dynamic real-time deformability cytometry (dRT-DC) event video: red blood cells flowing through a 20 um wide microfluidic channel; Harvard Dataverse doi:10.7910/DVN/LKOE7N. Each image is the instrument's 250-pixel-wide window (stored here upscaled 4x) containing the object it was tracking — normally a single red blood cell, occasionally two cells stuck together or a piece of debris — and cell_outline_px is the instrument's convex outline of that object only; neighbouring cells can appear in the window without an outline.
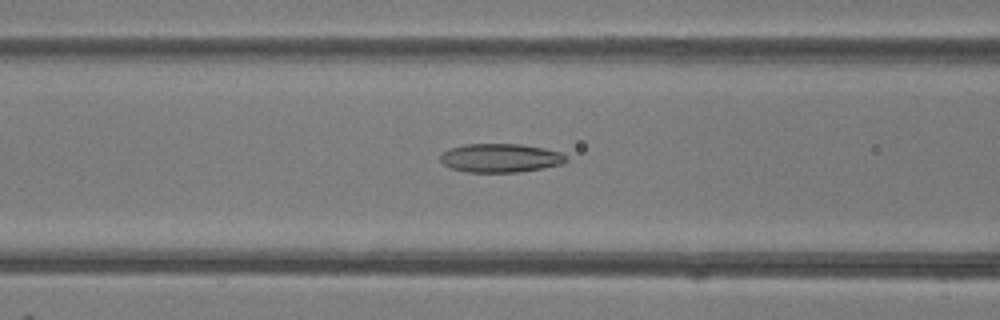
{"species": "common noctule bat (a hibernating species)", "species_latin": "Nyctalus noctula", "temperature_condition": "room temperature", "stored_images_in_passage": 48, "camera_frame_rate_fps": 3000, "um_per_image_px": 0.085, "animal": {"sex": "female"}, "frame": {"image": 1, "passage_image": 19, "time_ms": 6.0, "image_size_px": [1000, 320], "cell_outline_px": [[568, 160], [560, 164], [544, 168], [520, 172], [468, 172], [448, 168], [440, 160], [440, 156], [448, 148], [464, 144], [520, 144], [544, 148], [560, 152], [568, 156]], "centroid_in_image_um": [42.53, 13.43], "position_along_channel_um": 124.1, "area_um2": 21.21}}
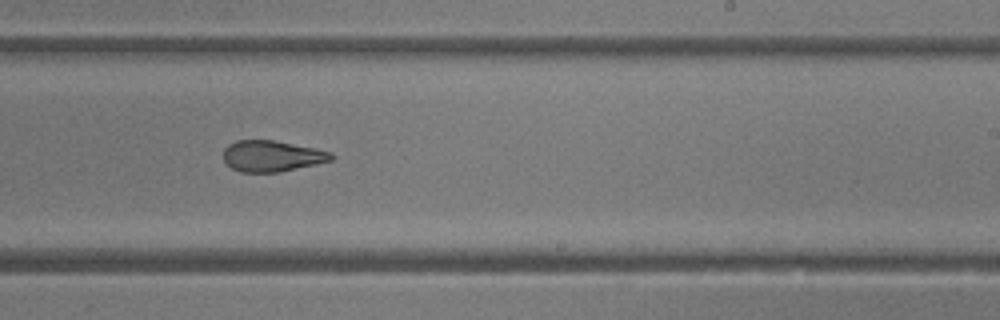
{"frame": {"image": 2, "passage_image": 29, "time_ms": 9.333, "image_size_px": [1000, 320], "cell_outline_px": [[336, 156], [332, 160], [316, 164], [280, 172], [240, 172], [232, 168], [224, 160], [224, 148], [228, 144], [236, 140], [272, 140], [316, 148], [332, 152]], "centroid_in_image_um": [23.13, 13.26], "position_along_channel_um": 265.9, "area_um2": 19.59}}
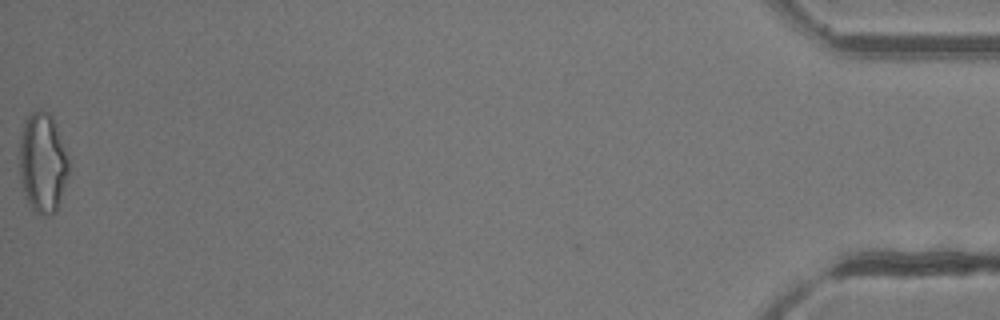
{"frame": {"image": 3, "passage_image": 48, "time_ms": 15.667, "image_size_px": [1000, 320], "cell_outline_px": [[68, 172], [64, 188], [56, 212], [52, 216], [44, 216], [32, 212], [24, 196], [20, 184], [20, 136], [24, 120], [32, 112], [40, 108], [48, 112], [52, 116], [56, 124], [68, 160]], "centroid_in_image_um": [3.6, 13.88], "position_along_channel_um": 431.6, "area_um2": 29.07}, "authors_computed_cell_mechanics": {"area_um2": 22.253, "velocity_mm_per_s": 4.2605, "shape_relaxation_time_tau1_ms": 8.3072, "shape_relaxation_time_tau2_ms": 2.3881, "deformation_change_tau1": 0.2224, "deformation_change_tau2": 0.104}}